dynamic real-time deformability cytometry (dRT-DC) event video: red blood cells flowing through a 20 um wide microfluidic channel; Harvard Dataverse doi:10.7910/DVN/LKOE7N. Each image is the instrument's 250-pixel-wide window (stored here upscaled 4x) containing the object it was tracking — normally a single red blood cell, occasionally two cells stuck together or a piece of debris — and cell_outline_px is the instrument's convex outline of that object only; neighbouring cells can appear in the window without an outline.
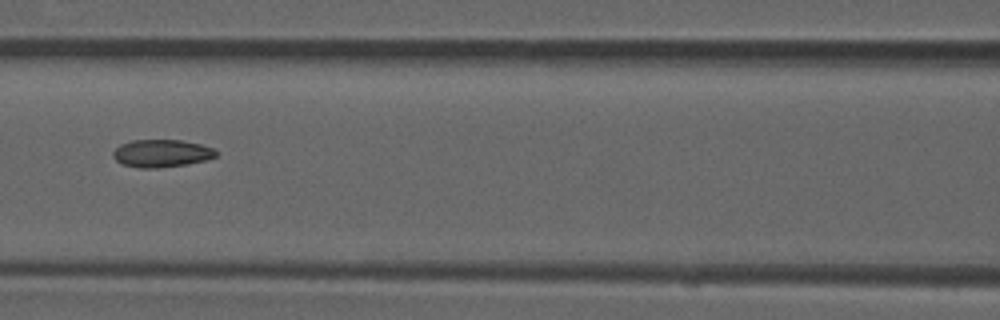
{"species": "common noctule bat (a hibernating species)", "species_latin": "Nyctalus noctula", "temperature_condition": "room temperature", "stored_images_in_passage": 7, "camera_frame_rate_fps": 3000, "um_per_image_px": 0.085, "animal": {"sex": "male", "forearm_length_mm": 52.5}, "frame": {"image": 1, "passage_image": 7, "time_ms": 2.0, "image_size_px": [1000, 320], "cell_outline_px": [[216, 156], [204, 160], [188, 164], [160, 168], [140, 168], [120, 164], [112, 156], [112, 152], [120, 144], [132, 140], [180, 140], [200, 144], [212, 148], [216, 152]], "centroid_in_image_um": [13.68, 13.04], "position_along_channel_um": 152.9, "area_um2": 16.59}}